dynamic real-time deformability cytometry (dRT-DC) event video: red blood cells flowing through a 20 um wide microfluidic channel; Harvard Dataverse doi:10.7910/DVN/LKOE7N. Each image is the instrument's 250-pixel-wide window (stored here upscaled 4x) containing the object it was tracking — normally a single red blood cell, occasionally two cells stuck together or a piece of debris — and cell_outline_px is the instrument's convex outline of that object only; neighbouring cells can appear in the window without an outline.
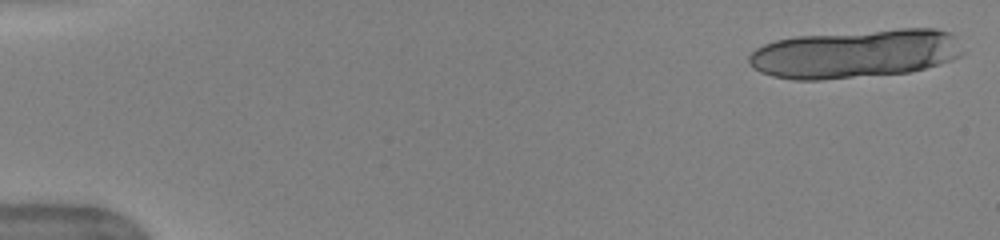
{"species": "human", "species_latin": "Homo sapiens", "temperature_condition": "warm", "stored_images_in_passage": 20, "camera_frame_rate_fps": 3000, "um_per_image_px": 0.085, "donor": {"sex": "female"}, "frame": {"image": 1, "passage_image": 1, "time_ms": 0.0, "image_size_px": [1000, 240], "cell_outline_px": [[964, 52], [960, 56], [952, 60], [924, 68], [908, 72], [820, 80], [796, 80], [772, 76], [760, 72], [752, 68], [748, 64], [748, 56], [756, 48], [764, 44], [776, 40], [796, 36], [900, 28], [936, 28], [952, 32]], "centroid_in_image_um": [72.69, 4.56], "position_along_channel_um": 12.3, "area_um2": 60.81}}